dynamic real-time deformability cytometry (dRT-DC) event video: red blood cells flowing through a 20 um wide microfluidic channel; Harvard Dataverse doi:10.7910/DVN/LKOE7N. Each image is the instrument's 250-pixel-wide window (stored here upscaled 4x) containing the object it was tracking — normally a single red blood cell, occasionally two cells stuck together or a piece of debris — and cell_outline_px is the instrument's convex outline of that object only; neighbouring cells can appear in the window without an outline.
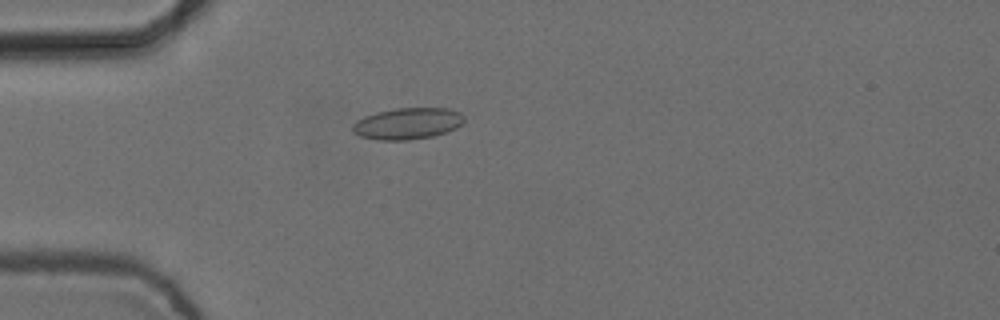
{"species": "common noctule bat (a hibernating species)", "species_latin": "Nyctalus noctula", "temperature_condition": "cold", "stored_images_in_passage": 3, "camera_frame_rate_fps": 3000, "um_per_image_px": 0.085, "animal": {"sex": "female", "body_mass_g": 24.6, "forearm_length_mm": 56.2}, "frame": {"image": 1, "passage_image": 2, "time_ms": 0.333, "image_size_px": [1000, 320], "cell_outline_px": [[464, 120], [456, 128], [432, 136], [408, 140], [376, 140], [360, 136], [352, 132], [352, 124], [356, 120], [364, 116], [376, 112], [396, 108], [448, 108], [460, 112], [464, 116]], "centroid_in_image_um": [34.6, 10.5], "position_along_channel_um": 50.4, "area_um2": 20.52}}